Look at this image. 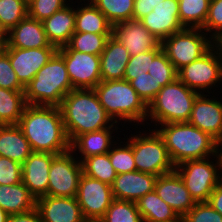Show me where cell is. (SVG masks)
<instances>
[{
	"label": "cell",
	"instance_id": "obj_1",
	"mask_svg": "<svg viewBox=\"0 0 222 222\" xmlns=\"http://www.w3.org/2000/svg\"><path fill=\"white\" fill-rule=\"evenodd\" d=\"M33 152L63 154L70 150L58 106L27 105L18 122Z\"/></svg>",
	"mask_w": 222,
	"mask_h": 222
},
{
	"label": "cell",
	"instance_id": "obj_2",
	"mask_svg": "<svg viewBox=\"0 0 222 222\" xmlns=\"http://www.w3.org/2000/svg\"><path fill=\"white\" fill-rule=\"evenodd\" d=\"M177 73L160 44L153 50L131 56L124 80L130 83L148 106L162 87L178 78Z\"/></svg>",
	"mask_w": 222,
	"mask_h": 222
},
{
	"label": "cell",
	"instance_id": "obj_3",
	"mask_svg": "<svg viewBox=\"0 0 222 222\" xmlns=\"http://www.w3.org/2000/svg\"><path fill=\"white\" fill-rule=\"evenodd\" d=\"M59 108L70 143L87 132L122 127L107 114L94 89L71 90Z\"/></svg>",
	"mask_w": 222,
	"mask_h": 222
},
{
	"label": "cell",
	"instance_id": "obj_4",
	"mask_svg": "<svg viewBox=\"0 0 222 222\" xmlns=\"http://www.w3.org/2000/svg\"><path fill=\"white\" fill-rule=\"evenodd\" d=\"M162 137L169 156L176 166L187 160L218 155L219 143L209 134L188 122H174L154 128Z\"/></svg>",
	"mask_w": 222,
	"mask_h": 222
},
{
	"label": "cell",
	"instance_id": "obj_5",
	"mask_svg": "<svg viewBox=\"0 0 222 222\" xmlns=\"http://www.w3.org/2000/svg\"><path fill=\"white\" fill-rule=\"evenodd\" d=\"M94 90L107 114L122 128L127 124L135 126V131L137 126H146L148 106L128 81H101Z\"/></svg>",
	"mask_w": 222,
	"mask_h": 222
},
{
	"label": "cell",
	"instance_id": "obj_6",
	"mask_svg": "<svg viewBox=\"0 0 222 222\" xmlns=\"http://www.w3.org/2000/svg\"><path fill=\"white\" fill-rule=\"evenodd\" d=\"M73 90L64 58L56 52L25 87L27 105L60 106Z\"/></svg>",
	"mask_w": 222,
	"mask_h": 222
},
{
	"label": "cell",
	"instance_id": "obj_7",
	"mask_svg": "<svg viewBox=\"0 0 222 222\" xmlns=\"http://www.w3.org/2000/svg\"><path fill=\"white\" fill-rule=\"evenodd\" d=\"M198 94L178 78L165 85L148 105L145 127L155 128L167 123L188 122Z\"/></svg>",
	"mask_w": 222,
	"mask_h": 222
},
{
	"label": "cell",
	"instance_id": "obj_8",
	"mask_svg": "<svg viewBox=\"0 0 222 222\" xmlns=\"http://www.w3.org/2000/svg\"><path fill=\"white\" fill-rule=\"evenodd\" d=\"M136 128L137 130L132 134V130L126 125V131L129 130V133L126 136L125 132L120 133L131 144L136 170L155 176L175 171V165L159 133L154 128L146 127V129L144 126Z\"/></svg>",
	"mask_w": 222,
	"mask_h": 222
},
{
	"label": "cell",
	"instance_id": "obj_9",
	"mask_svg": "<svg viewBox=\"0 0 222 222\" xmlns=\"http://www.w3.org/2000/svg\"><path fill=\"white\" fill-rule=\"evenodd\" d=\"M175 171L196 203L208 202L210 194L222 181V152L204 159L184 161L175 166Z\"/></svg>",
	"mask_w": 222,
	"mask_h": 222
},
{
	"label": "cell",
	"instance_id": "obj_10",
	"mask_svg": "<svg viewBox=\"0 0 222 222\" xmlns=\"http://www.w3.org/2000/svg\"><path fill=\"white\" fill-rule=\"evenodd\" d=\"M178 79L203 93H222V52L215 43L205 54L178 70ZM220 85V86H219ZM218 88V89H217ZM219 90V91H218ZM221 90V91H220ZM221 92V93H220Z\"/></svg>",
	"mask_w": 222,
	"mask_h": 222
},
{
	"label": "cell",
	"instance_id": "obj_11",
	"mask_svg": "<svg viewBox=\"0 0 222 222\" xmlns=\"http://www.w3.org/2000/svg\"><path fill=\"white\" fill-rule=\"evenodd\" d=\"M215 42L202 30L185 28L161 41L162 51L178 71L200 58Z\"/></svg>",
	"mask_w": 222,
	"mask_h": 222
},
{
	"label": "cell",
	"instance_id": "obj_12",
	"mask_svg": "<svg viewBox=\"0 0 222 222\" xmlns=\"http://www.w3.org/2000/svg\"><path fill=\"white\" fill-rule=\"evenodd\" d=\"M82 174L81 162L70 150L57 155L50 166L47 195L76 197Z\"/></svg>",
	"mask_w": 222,
	"mask_h": 222
},
{
	"label": "cell",
	"instance_id": "obj_13",
	"mask_svg": "<svg viewBox=\"0 0 222 222\" xmlns=\"http://www.w3.org/2000/svg\"><path fill=\"white\" fill-rule=\"evenodd\" d=\"M73 89H94L101 82L100 55L72 50L68 45L58 48Z\"/></svg>",
	"mask_w": 222,
	"mask_h": 222
},
{
	"label": "cell",
	"instance_id": "obj_14",
	"mask_svg": "<svg viewBox=\"0 0 222 222\" xmlns=\"http://www.w3.org/2000/svg\"><path fill=\"white\" fill-rule=\"evenodd\" d=\"M76 198L87 222L100 221L114 200L110 185L84 174L80 177Z\"/></svg>",
	"mask_w": 222,
	"mask_h": 222
},
{
	"label": "cell",
	"instance_id": "obj_15",
	"mask_svg": "<svg viewBox=\"0 0 222 222\" xmlns=\"http://www.w3.org/2000/svg\"><path fill=\"white\" fill-rule=\"evenodd\" d=\"M198 94L188 123L212 136L218 143L222 140V95Z\"/></svg>",
	"mask_w": 222,
	"mask_h": 222
},
{
	"label": "cell",
	"instance_id": "obj_16",
	"mask_svg": "<svg viewBox=\"0 0 222 222\" xmlns=\"http://www.w3.org/2000/svg\"><path fill=\"white\" fill-rule=\"evenodd\" d=\"M10 59L19 82L26 87L37 72L58 51L57 47L20 49L15 47H4L3 50Z\"/></svg>",
	"mask_w": 222,
	"mask_h": 222
},
{
	"label": "cell",
	"instance_id": "obj_17",
	"mask_svg": "<svg viewBox=\"0 0 222 222\" xmlns=\"http://www.w3.org/2000/svg\"><path fill=\"white\" fill-rule=\"evenodd\" d=\"M143 26L160 42L174 33L184 30L179 20L178 0H164L153 11L142 17Z\"/></svg>",
	"mask_w": 222,
	"mask_h": 222
},
{
	"label": "cell",
	"instance_id": "obj_18",
	"mask_svg": "<svg viewBox=\"0 0 222 222\" xmlns=\"http://www.w3.org/2000/svg\"><path fill=\"white\" fill-rule=\"evenodd\" d=\"M112 35L128 50L130 56L157 48L161 42L151 34L139 19H129L113 26Z\"/></svg>",
	"mask_w": 222,
	"mask_h": 222
},
{
	"label": "cell",
	"instance_id": "obj_19",
	"mask_svg": "<svg viewBox=\"0 0 222 222\" xmlns=\"http://www.w3.org/2000/svg\"><path fill=\"white\" fill-rule=\"evenodd\" d=\"M154 190L181 218L196 204L176 171L158 176Z\"/></svg>",
	"mask_w": 222,
	"mask_h": 222
},
{
	"label": "cell",
	"instance_id": "obj_20",
	"mask_svg": "<svg viewBox=\"0 0 222 222\" xmlns=\"http://www.w3.org/2000/svg\"><path fill=\"white\" fill-rule=\"evenodd\" d=\"M56 154L32 152L22 164V183L37 198L47 195L49 170Z\"/></svg>",
	"mask_w": 222,
	"mask_h": 222
},
{
	"label": "cell",
	"instance_id": "obj_21",
	"mask_svg": "<svg viewBox=\"0 0 222 222\" xmlns=\"http://www.w3.org/2000/svg\"><path fill=\"white\" fill-rule=\"evenodd\" d=\"M121 130L125 131L122 128H104L81 134L70 143V151L80 162L93 155L107 154L119 139Z\"/></svg>",
	"mask_w": 222,
	"mask_h": 222
},
{
	"label": "cell",
	"instance_id": "obj_22",
	"mask_svg": "<svg viewBox=\"0 0 222 222\" xmlns=\"http://www.w3.org/2000/svg\"><path fill=\"white\" fill-rule=\"evenodd\" d=\"M36 208L42 222H87L76 197L44 195L37 198Z\"/></svg>",
	"mask_w": 222,
	"mask_h": 222
},
{
	"label": "cell",
	"instance_id": "obj_23",
	"mask_svg": "<svg viewBox=\"0 0 222 222\" xmlns=\"http://www.w3.org/2000/svg\"><path fill=\"white\" fill-rule=\"evenodd\" d=\"M158 176L140 171L117 174L111 189L114 199L136 202L154 191Z\"/></svg>",
	"mask_w": 222,
	"mask_h": 222
},
{
	"label": "cell",
	"instance_id": "obj_24",
	"mask_svg": "<svg viewBox=\"0 0 222 222\" xmlns=\"http://www.w3.org/2000/svg\"><path fill=\"white\" fill-rule=\"evenodd\" d=\"M4 47L30 49L56 46L48 41L42 21L27 16L7 33Z\"/></svg>",
	"mask_w": 222,
	"mask_h": 222
},
{
	"label": "cell",
	"instance_id": "obj_25",
	"mask_svg": "<svg viewBox=\"0 0 222 222\" xmlns=\"http://www.w3.org/2000/svg\"><path fill=\"white\" fill-rule=\"evenodd\" d=\"M48 41L60 48L70 42L75 32V1L42 21Z\"/></svg>",
	"mask_w": 222,
	"mask_h": 222
},
{
	"label": "cell",
	"instance_id": "obj_26",
	"mask_svg": "<svg viewBox=\"0 0 222 222\" xmlns=\"http://www.w3.org/2000/svg\"><path fill=\"white\" fill-rule=\"evenodd\" d=\"M130 54L124 45L111 35L100 54L101 81L124 80Z\"/></svg>",
	"mask_w": 222,
	"mask_h": 222
},
{
	"label": "cell",
	"instance_id": "obj_27",
	"mask_svg": "<svg viewBox=\"0 0 222 222\" xmlns=\"http://www.w3.org/2000/svg\"><path fill=\"white\" fill-rule=\"evenodd\" d=\"M75 32L112 34L113 26L90 0H75Z\"/></svg>",
	"mask_w": 222,
	"mask_h": 222
},
{
	"label": "cell",
	"instance_id": "obj_28",
	"mask_svg": "<svg viewBox=\"0 0 222 222\" xmlns=\"http://www.w3.org/2000/svg\"><path fill=\"white\" fill-rule=\"evenodd\" d=\"M25 135L18 125H0V156L23 164L32 153Z\"/></svg>",
	"mask_w": 222,
	"mask_h": 222
},
{
	"label": "cell",
	"instance_id": "obj_29",
	"mask_svg": "<svg viewBox=\"0 0 222 222\" xmlns=\"http://www.w3.org/2000/svg\"><path fill=\"white\" fill-rule=\"evenodd\" d=\"M36 204V197L22 182L15 185H0V208L7 214L31 211L36 208Z\"/></svg>",
	"mask_w": 222,
	"mask_h": 222
},
{
	"label": "cell",
	"instance_id": "obj_30",
	"mask_svg": "<svg viewBox=\"0 0 222 222\" xmlns=\"http://www.w3.org/2000/svg\"><path fill=\"white\" fill-rule=\"evenodd\" d=\"M143 222H173L181 217L154 191L136 201Z\"/></svg>",
	"mask_w": 222,
	"mask_h": 222
},
{
	"label": "cell",
	"instance_id": "obj_31",
	"mask_svg": "<svg viewBox=\"0 0 222 222\" xmlns=\"http://www.w3.org/2000/svg\"><path fill=\"white\" fill-rule=\"evenodd\" d=\"M26 106L25 91L0 87V125H17Z\"/></svg>",
	"mask_w": 222,
	"mask_h": 222
},
{
	"label": "cell",
	"instance_id": "obj_32",
	"mask_svg": "<svg viewBox=\"0 0 222 222\" xmlns=\"http://www.w3.org/2000/svg\"><path fill=\"white\" fill-rule=\"evenodd\" d=\"M179 20L184 28L202 29L210 0H178Z\"/></svg>",
	"mask_w": 222,
	"mask_h": 222
},
{
	"label": "cell",
	"instance_id": "obj_33",
	"mask_svg": "<svg viewBox=\"0 0 222 222\" xmlns=\"http://www.w3.org/2000/svg\"><path fill=\"white\" fill-rule=\"evenodd\" d=\"M81 166L84 175L100 180L110 186L117 176L108 153L87 157L81 161Z\"/></svg>",
	"mask_w": 222,
	"mask_h": 222
},
{
	"label": "cell",
	"instance_id": "obj_34",
	"mask_svg": "<svg viewBox=\"0 0 222 222\" xmlns=\"http://www.w3.org/2000/svg\"><path fill=\"white\" fill-rule=\"evenodd\" d=\"M112 26L133 18L135 0H90Z\"/></svg>",
	"mask_w": 222,
	"mask_h": 222
},
{
	"label": "cell",
	"instance_id": "obj_35",
	"mask_svg": "<svg viewBox=\"0 0 222 222\" xmlns=\"http://www.w3.org/2000/svg\"><path fill=\"white\" fill-rule=\"evenodd\" d=\"M122 138L121 136L108 152L110 162L117 174L136 171L131 144L125 137Z\"/></svg>",
	"mask_w": 222,
	"mask_h": 222
},
{
	"label": "cell",
	"instance_id": "obj_36",
	"mask_svg": "<svg viewBox=\"0 0 222 222\" xmlns=\"http://www.w3.org/2000/svg\"><path fill=\"white\" fill-rule=\"evenodd\" d=\"M112 34H95L74 32L67 44L72 50L88 54L100 55Z\"/></svg>",
	"mask_w": 222,
	"mask_h": 222
},
{
	"label": "cell",
	"instance_id": "obj_37",
	"mask_svg": "<svg viewBox=\"0 0 222 222\" xmlns=\"http://www.w3.org/2000/svg\"><path fill=\"white\" fill-rule=\"evenodd\" d=\"M100 222H143L136 202L114 199Z\"/></svg>",
	"mask_w": 222,
	"mask_h": 222
},
{
	"label": "cell",
	"instance_id": "obj_38",
	"mask_svg": "<svg viewBox=\"0 0 222 222\" xmlns=\"http://www.w3.org/2000/svg\"><path fill=\"white\" fill-rule=\"evenodd\" d=\"M27 16L25 0H0V24L7 33Z\"/></svg>",
	"mask_w": 222,
	"mask_h": 222
},
{
	"label": "cell",
	"instance_id": "obj_39",
	"mask_svg": "<svg viewBox=\"0 0 222 222\" xmlns=\"http://www.w3.org/2000/svg\"><path fill=\"white\" fill-rule=\"evenodd\" d=\"M202 30L216 43L222 37V0H210Z\"/></svg>",
	"mask_w": 222,
	"mask_h": 222
},
{
	"label": "cell",
	"instance_id": "obj_40",
	"mask_svg": "<svg viewBox=\"0 0 222 222\" xmlns=\"http://www.w3.org/2000/svg\"><path fill=\"white\" fill-rule=\"evenodd\" d=\"M72 0H32L28 3V16L43 21L63 9Z\"/></svg>",
	"mask_w": 222,
	"mask_h": 222
},
{
	"label": "cell",
	"instance_id": "obj_41",
	"mask_svg": "<svg viewBox=\"0 0 222 222\" xmlns=\"http://www.w3.org/2000/svg\"><path fill=\"white\" fill-rule=\"evenodd\" d=\"M182 218L183 222H222V215L208 202L196 203Z\"/></svg>",
	"mask_w": 222,
	"mask_h": 222
},
{
	"label": "cell",
	"instance_id": "obj_42",
	"mask_svg": "<svg viewBox=\"0 0 222 222\" xmlns=\"http://www.w3.org/2000/svg\"><path fill=\"white\" fill-rule=\"evenodd\" d=\"M0 87L11 91H25L10 64L9 56L4 51L0 53Z\"/></svg>",
	"mask_w": 222,
	"mask_h": 222
},
{
	"label": "cell",
	"instance_id": "obj_43",
	"mask_svg": "<svg viewBox=\"0 0 222 222\" xmlns=\"http://www.w3.org/2000/svg\"><path fill=\"white\" fill-rule=\"evenodd\" d=\"M22 182V164L0 156V185H15Z\"/></svg>",
	"mask_w": 222,
	"mask_h": 222
},
{
	"label": "cell",
	"instance_id": "obj_44",
	"mask_svg": "<svg viewBox=\"0 0 222 222\" xmlns=\"http://www.w3.org/2000/svg\"><path fill=\"white\" fill-rule=\"evenodd\" d=\"M164 0H135L133 19H141L153 11V8Z\"/></svg>",
	"mask_w": 222,
	"mask_h": 222
},
{
	"label": "cell",
	"instance_id": "obj_45",
	"mask_svg": "<svg viewBox=\"0 0 222 222\" xmlns=\"http://www.w3.org/2000/svg\"><path fill=\"white\" fill-rule=\"evenodd\" d=\"M8 222H42L37 208L20 214L9 215Z\"/></svg>",
	"mask_w": 222,
	"mask_h": 222
},
{
	"label": "cell",
	"instance_id": "obj_46",
	"mask_svg": "<svg viewBox=\"0 0 222 222\" xmlns=\"http://www.w3.org/2000/svg\"><path fill=\"white\" fill-rule=\"evenodd\" d=\"M208 203L222 215V181L214 188L210 194Z\"/></svg>",
	"mask_w": 222,
	"mask_h": 222
},
{
	"label": "cell",
	"instance_id": "obj_47",
	"mask_svg": "<svg viewBox=\"0 0 222 222\" xmlns=\"http://www.w3.org/2000/svg\"><path fill=\"white\" fill-rule=\"evenodd\" d=\"M9 214L0 208V222H8Z\"/></svg>",
	"mask_w": 222,
	"mask_h": 222
},
{
	"label": "cell",
	"instance_id": "obj_48",
	"mask_svg": "<svg viewBox=\"0 0 222 222\" xmlns=\"http://www.w3.org/2000/svg\"><path fill=\"white\" fill-rule=\"evenodd\" d=\"M7 38H0V53L4 50Z\"/></svg>",
	"mask_w": 222,
	"mask_h": 222
},
{
	"label": "cell",
	"instance_id": "obj_49",
	"mask_svg": "<svg viewBox=\"0 0 222 222\" xmlns=\"http://www.w3.org/2000/svg\"><path fill=\"white\" fill-rule=\"evenodd\" d=\"M0 38H7V32L4 30L1 24H0Z\"/></svg>",
	"mask_w": 222,
	"mask_h": 222
},
{
	"label": "cell",
	"instance_id": "obj_50",
	"mask_svg": "<svg viewBox=\"0 0 222 222\" xmlns=\"http://www.w3.org/2000/svg\"><path fill=\"white\" fill-rule=\"evenodd\" d=\"M216 44L219 46L222 52V37L216 42Z\"/></svg>",
	"mask_w": 222,
	"mask_h": 222
},
{
	"label": "cell",
	"instance_id": "obj_51",
	"mask_svg": "<svg viewBox=\"0 0 222 222\" xmlns=\"http://www.w3.org/2000/svg\"><path fill=\"white\" fill-rule=\"evenodd\" d=\"M219 148H220V151L222 152V140H221V142L219 143Z\"/></svg>",
	"mask_w": 222,
	"mask_h": 222
},
{
	"label": "cell",
	"instance_id": "obj_52",
	"mask_svg": "<svg viewBox=\"0 0 222 222\" xmlns=\"http://www.w3.org/2000/svg\"><path fill=\"white\" fill-rule=\"evenodd\" d=\"M173 222H183V218H180L178 221H173Z\"/></svg>",
	"mask_w": 222,
	"mask_h": 222
}]
</instances>
